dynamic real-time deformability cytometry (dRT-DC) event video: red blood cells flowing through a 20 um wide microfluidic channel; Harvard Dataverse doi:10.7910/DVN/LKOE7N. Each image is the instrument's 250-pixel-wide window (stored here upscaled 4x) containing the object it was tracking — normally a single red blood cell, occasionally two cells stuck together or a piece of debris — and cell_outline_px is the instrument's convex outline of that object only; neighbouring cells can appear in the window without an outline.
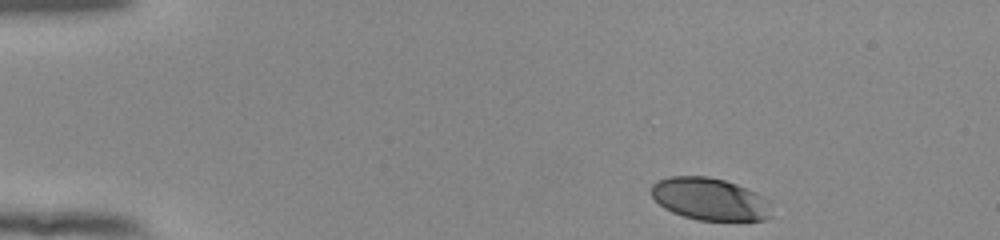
{"species": "human", "species_latin": "Homo sapiens", "temperature_condition": "room temperature", "stored_images_in_passage": 47, "camera_frame_rate_fps": 3000, "um_per_image_px": 0.085, "donor": {"sex": "female"}, "frame": {"image": 1, "passage_image": 1, "time_ms": 0.0, "image_size_px": [1000, 240], "cell_outline_px": [[768, 216], [764, 220], [696, 220], [672, 212], [664, 208], [652, 196], [652, 184], [656, 180], [668, 176], [708, 176], [724, 180], [736, 184], [756, 192], [764, 196]], "centroid_in_image_um": [60.25, 16.9], "position_along_channel_um": 24.8, "area_um2": 29.25}}
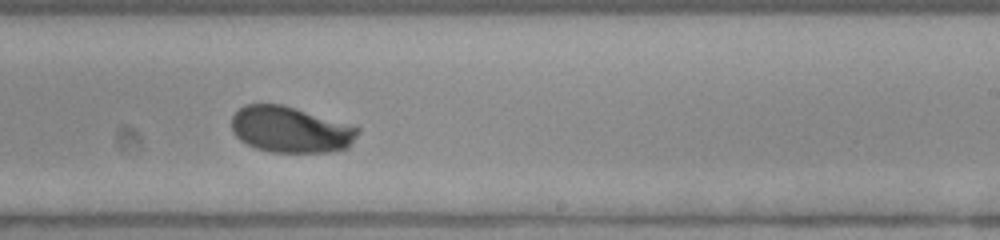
{"frame": {"image": 2, "passage_image": 27, "time_ms": 8.667, "image_size_px": [1000, 240], "cell_outline_px": [[360, 132], [352, 144], [348, 148], [332, 152], [272, 152], [256, 148], [240, 140], [232, 132], [232, 116], [244, 104], [280, 104], [296, 108], [360, 128]], "centroid_in_image_um": [24.7, 11.02], "position_along_channel_um": 264.3, "area_um2": 33.87}}
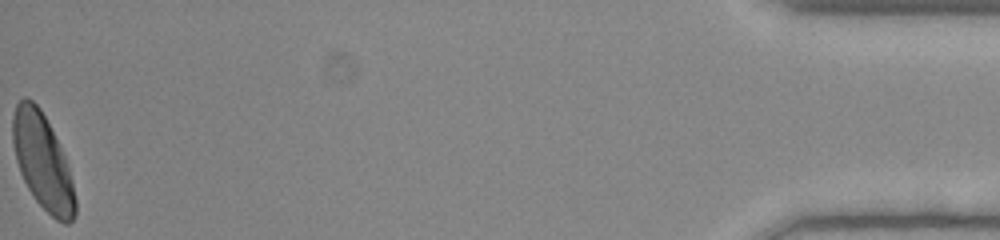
{"frame": {"image": 3, "passage_image": 47, "time_ms": 15.333, "image_size_px": [1000, 240], "cell_outline_px": [[76, 216], [68, 224], [64, 224], [56, 220], [36, 200], [28, 188], [20, 172], [16, 160], [12, 144], [12, 116], [16, 104], [24, 96], [32, 100], [40, 108], [64, 156], [72, 180], [76, 200]], "centroid_in_image_um": [3.61, 13.75], "position_along_channel_um": 431.6, "area_um2": 34.45}, "authors_computed_cell_mechanics": {"area_um2": 33.8708, "velocity_mm_per_s": 3.8698, "shape_relaxation_time_tau1_ms": 1.9442, "shape_relaxation_time_tau2_ms": null, "deformation_change_tau1": 0.1186, "deformation_change_tau2": null}}